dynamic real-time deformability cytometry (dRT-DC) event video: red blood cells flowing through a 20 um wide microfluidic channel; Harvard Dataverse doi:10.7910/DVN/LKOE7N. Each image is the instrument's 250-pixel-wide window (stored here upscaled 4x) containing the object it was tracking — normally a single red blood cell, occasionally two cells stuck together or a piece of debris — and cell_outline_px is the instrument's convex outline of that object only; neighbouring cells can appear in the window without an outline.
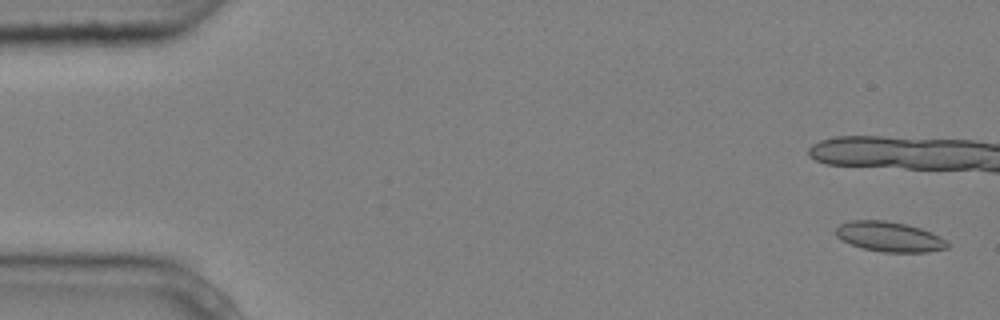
{"species": "common noctule bat (a hibernating species)", "species_latin": "Nyctalus noctula", "temperature_condition": "cold", "stored_images_in_passage": 5, "camera_frame_rate_fps": 3000, "um_per_image_px": 0.085, "animal": {"sex": "male", "body_mass_g": 20.4}, "frame": {"image": 1, "passage_image": 1, "time_ms": 0.0, "image_size_px": [1000, 320], "cell_outline_px": [[948, 248], [928, 252], [884, 252], [864, 248], [852, 244], [836, 236], [836, 228], [840, 224], [852, 220], [884, 220], [904, 224], [920, 228], [944, 240], [948, 244]], "centroid_in_image_um": [75.57, 20.12], "position_along_channel_um": 9.4, "area_um2": 19.02}}